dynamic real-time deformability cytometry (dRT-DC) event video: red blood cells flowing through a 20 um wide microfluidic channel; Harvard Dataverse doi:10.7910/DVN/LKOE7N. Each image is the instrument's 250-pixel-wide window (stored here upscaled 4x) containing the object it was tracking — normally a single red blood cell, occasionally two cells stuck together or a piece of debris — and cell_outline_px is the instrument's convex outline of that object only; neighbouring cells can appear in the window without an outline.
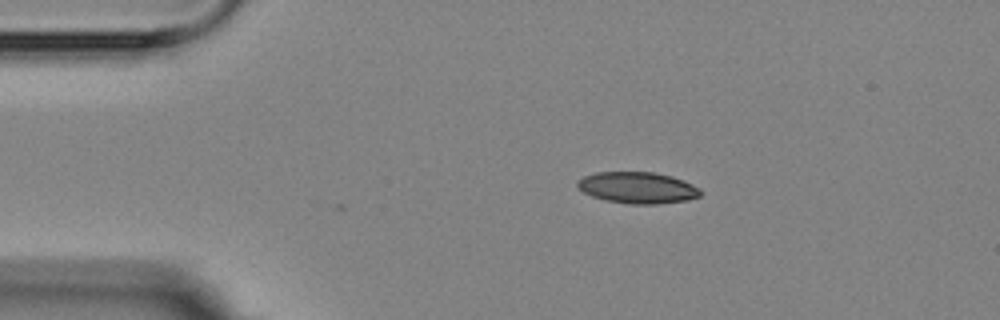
{"species": "Egyptian fruit bat (a non-hibernating species)", "species_latin": "Rousettus aegyptiacus", "temperature_condition": "room temperature", "stored_images_in_passage": 4, "camera_frame_rate_fps": 3000, "um_per_image_px": 0.085, "animal": {"sex": "female"}, "frame": {"image": 1, "passage_image": 4, "time_ms": 3.333, "image_size_px": [1000, 320], "cell_outline_px": [[704, 192], [700, 196], [688, 200], [656, 204], [632, 204], [608, 200], [592, 196], [576, 188], [576, 180], [584, 176], [596, 172], [652, 172], [672, 176], [684, 180], [700, 188]], "centroid_in_image_um": [54.21, 15.95], "position_along_channel_um": 30.8, "area_um2": 22.66}}